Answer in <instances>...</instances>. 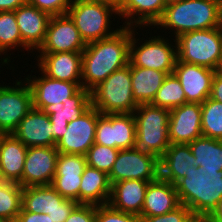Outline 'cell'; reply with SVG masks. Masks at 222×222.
<instances>
[{
	"label": "cell",
	"instance_id": "1",
	"mask_svg": "<svg viewBox=\"0 0 222 222\" xmlns=\"http://www.w3.org/2000/svg\"><path fill=\"white\" fill-rule=\"evenodd\" d=\"M119 27L113 36L88 43L82 52V88L89 92L114 71L129 65L131 27Z\"/></svg>",
	"mask_w": 222,
	"mask_h": 222
},
{
	"label": "cell",
	"instance_id": "2",
	"mask_svg": "<svg viewBox=\"0 0 222 222\" xmlns=\"http://www.w3.org/2000/svg\"><path fill=\"white\" fill-rule=\"evenodd\" d=\"M158 26L163 30L173 29L174 38L190 31L221 27L222 0H182L167 5L155 24Z\"/></svg>",
	"mask_w": 222,
	"mask_h": 222
},
{
	"label": "cell",
	"instance_id": "3",
	"mask_svg": "<svg viewBox=\"0 0 222 222\" xmlns=\"http://www.w3.org/2000/svg\"><path fill=\"white\" fill-rule=\"evenodd\" d=\"M175 187L180 203L205 221L222 199V170L203 173L195 167Z\"/></svg>",
	"mask_w": 222,
	"mask_h": 222
},
{
	"label": "cell",
	"instance_id": "4",
	"mask_svg": "<svg viewBox=\"0 0 222 222\" xmlns=\"http://www.w3.org/2000/svg\"><path fill=\"white\" fill-rule=\"evenodd\" d=\"M136 120V145L143 153L160 157L170 146V110L152 104H140L133 112Z\"/></svg>",
	"mask_w": 222,
	"mask_h": 222
},
{
	"label": "cell",
	"instance_id": "5",
	"mask_svg": "<svg viewBox=\"0 0 222 222\" xmlns=\"http://www.w3.org/2000/svg\"><path fill=\"white\" fill-rule=\"evenodd\" d=\"M91 104L101 114L133 113L134 100L130 65L114 71L91 91Z\"/></svg>",
	"mask_w": 222,
	"mask_h": 222
},
{
	"label": "cell",
	"instance_id": "6",
	"mask_svg": "<svg viewBox=\"0 0 222 222\" xmlns=\"http://www.w3.org/2000/svg\"><path fill=\"white\" fill-rule=\"evenodd\" d=\"M175 41L179 61L216 69L222 57V26L186 32Z\"/></svg>",
	"mask_w": 222,
	"mask_h": 222
},
{
	"label": "cell",
	"instance_id": "7",
	"mask_svg": "<svg viewBox=\"0 0 222 222\" xmlns=\"http://www.w3.org/2000/svg\"><path fill=\"white\" fill-rule=\"evenodd\" d=\"M67 14L74 21L86 44L113 36L110 17L118 15L112 6L89 0H72ZM111 30V31H110Z\"/></svg>",
	"mask_w": 222,
	"mask_h": 222
},
{
	"label": "cell",
	"instance_id": "8",
	"mask_svg": "<svg viewBox=\"0 0 222 222\" xmlns=\"http://www.w3.org/2000/svg\"><path fill=\"white\" fill-rule=\"evenodd\" d=\"M135 29V27H131V42L129 46L130 67H142L162 71L167 75L172 74L178 59L176 41L174 40L175 43L171 45L169 44L171 40L169 42L168 38H162L161 35V37L152 36L151 39H146L141 44L138 43L139 38H135Z\"/></svg>",
	"mask_w": 222,
	"mask_h": 222
},
{
	"label": "cell",
	"instance_id": "9",
	"mask_svg": "<svg viewBox=\"0 0 222 222\" xmlns=\"http://www.w3.org/2000/svg\"><path fill=\"white\" fill-rule=\"evenodd\" d=\"M160 177L159 159L143 153L136 147L119 150L113 168L109 173L111 185L123 180L152 182Z\"/></svg>",
	"mask_w": 222,
	"mask_h": 222
},
{
	"label": "cell",
	"instance_id": "10",
	"mask_svg": "<svg viewBox=\"0 0 222 222\" xmlns=\"http://www.w3.org/2000/svg\"><path fill=\"white\" fill-rule=\"evenodd\" d=\"M15 81V86L0 85L1 134H12L18 127L19 122L33 108L32 91L27 81Z\"/></svg>",
	"mask_w": 222,
	"mask_h": 222
},
{
	"label": "cell",
	"instance_id": "11",
	"mask_svg": "<svg viewBox=\"0 0 222 222\" xmlns=\"http://www.w3.org/2000/svg\"><path fill=\"white\" fill-rule=\"evenodd\" d=\"M95 143L119 150L135 147L136 120L134 114H101L98 111Z\"/></svg>",
	"mask_w": 222,
	"mask_h": 222
},
{
	"label": "cell",
	"instance_id": "12",
	"mask_svg": "<svg viewBox=\"0 0 222 222\" xmlns=\"http://www.w3.org/2000/svg\"><path fill=\"white\" fill-rule=\"evenodd\" d=\"M86 43L68 14L51 16L44 43L37 52H83Z\"/></svg>",
	"mask_w": 222,
	"mask_h": 222
},
{
	"label": "cell",
	"instance_id": "13",
	"mask_svg": "<svg viewBox=\"0 0 222 222\" xmlns=\"http://www.w3.org/2000/svg\"><path fill=\"white\" fill-rule=\"evenodd\" d=\"M58 155L56 146L29 147L25 158L21 186L51 185L56 174Z\"/></svg>",
	"mask_w": 222,
	"mask_h": 222
},
{
	"label": "cell",
	"instance_id": "14",
	"mask_svg": "<svg viewBox=\"0 0 222 222\" xmlns=\"http://www.w3.org/2000/svg\"><path fill=\"white\" fill-rule=\"evenodd\" d=\"M98 111L91 106L84 114L67 125V133L56 143L59 153L86 155L95 143Z\"/></svg>",
	"mask_w": 222,
	"mask_h": 222
},
{
	"label": "cell",
	"instance_id": "15",
	"mask_svg": "<svg viewBox=\"0 0 222 222\" xmlns=\"http://www.w3.org/2000/svg\"><path fill=\"white\" fill-rule=\"evenodd\" d=\"M27 83L32 91L33 108L43 110L48 105L65 103L81 88L82 83L62 81L42 75L38 78L27 76Z\"/></svg>",
	"mask_w": 222,
	"mask_h": 222
},
{
	"label": "cell",
	"instance_id": "16",
	"mask_svg": "<svg viewBox=\"0 0 222 222\" xmlns=\"http://www.w3.org/2000/svg\"><path fill=\"white\" fill-rule=\"evenodd\" d=\"M91 106V92L81 88L69 101L48 105L42 110L51 121L53 146L67 133L68 123L80 118Z\"/></svg>",
	"mask_w": 222,
	"mask_h": 222
},
{
	"label": "cell",
	"instance_id": "17",
	"mask_svg": "<svg viewBox=\"0 0 222 222\" xmlns=\"http://www.w3.org/2000/svg\"><path fill=\"white\" fill-rule=\"evenodd\" d=\"M201 104L187 102L170 110L169 140L171 144H188L202 135Z\"/></svg>",
	"mask_w": 222,
	"mask_h": 222
},
{
	"label": "cell",
	"instance_id": "18",
	"mask_svg": "<svg viewBox=\"0 0 222 222\" xmlns=\"http://www.w3.org/2000/svg\"><path fill=\"white\" fill-rule=\"evenodd\" d=\"M186 95V102L202 104L209 96L215 70L177 59L174 72Z\"/></svg>",
	"mask_w": 222,
	"mask_h": 222
},
{
	"label": "cell",
	"instance_id": "19",
	"mask_svg": "<svg viewBox=\"0 0 222 222\" xmlns=\"http://www.w3.org/2000/svg\"><path fill=\"white\" fill-rule=\"evenodd\" d=\"M86 166L85 155L59 153L51 186L64 198L79 203V187Z\"/></svg>",
	"mask_w": 222,
	"mask_h": 222
},
{
	"label": "cell",
	"instance_id": "20",
	"mask_svg": "<svg viewBox=\"0 0 222 222\" xmlns=\"http://www.w3.org/2000/svg\"><path fill=\"white\" fill-rule=\"evenodd\" d=\"M37 58L39 71L47 77L82 83V52L40 53Z\"/></svg>",
	"mask_w": 222,
	"mask_h": 222
},
{
	"label": "cell",
	"instance_id": "21",
	"mask_svg": "<svg viewBox=\"0 0 222 222\" xmlns=\"http://www.w3.org/2000/svg\"><path fill=\"white\" fill-rule=\"evenodd\" d=\"M15 17L21 33L23 50H38L44 43L51 16L27 3L15 10Z\"/></svg>",
	"mask_w": 222,
	"mask_h": 222
},
{
	"label": "cell",
	"instance_id": "22",
	"mask_svg": "<svg viewBox=\"0 0 222 222\" xmlns=\"http://www.w3.org/2000/svg\"><path fill=\"white\" fill-rule=\"evenodd\" d=\"M12 134L27 148L53 146L50 118L36 108L29 111Z\"/></svg>",
	"mask_w": 222,
	"mask_h": 222
},
{
	"label": "cell",
	"instance_id": "23",
	"mask_svg": "<svg viewBox=\"0 0 222 222\" xmlns=\"http://www.w3.org/2000/svg\"><path fill=\"white\" fill-rule=\"evenodd\" d=\"M28 148L13 134L0 136V180L18 183L21 178Z\"/></svg>",
	"mask_w": 222,
	"mask_h": 222
},
{
	"label": "cell",
	"instance_id": "24",
	"mask_svg": "<svg viewBox=\"0 0 222 222\" xmlns=\"http://www.w3.org/2000/svg\"><path fill=\"white\" fill-rule=\"evenodd\" d=\"M148 183L136 179L113 183L108 204L115 210L140 216Z\"/></svg>",
	"mask_w": 222,
	"mask_h": 222
},
{
	"label": "cell",
	"instance_id": "25",
	"mask_svg": "<svg viewBox=\"0 0 222 222\" xmlns=\"http://www.w3.org/2000/svg\"><path fill=\"white\" fill-rule=\"evenodd\" d=\"M180 205L175 185L159 177L148 183L140 217L164 215Z\"/></svg>",
	"mask_w": 222,
	"mask_h": 222
},
{
	"label": "cell",
	"instance_id": "26",
	"mask_svg": "<svg viewBox=\"0 0 222 222\" xmlns=\"http://www.w3.org/2000/svg\"><path fill=\"white\" fill-rule=\"evenodd\" d=\"M160 178L175 185L196 167L189 144H170L160 157Z\"/></svg>",
	"mask_w": 222,
	"mask_h": 222
},
{
	"label": "cell",
	"instance_id": "27",
	"mask_svg": "<svg viewBox=\"0 0 222 222\" xmlns=\"http://www.w3.org/2000/svg\"><path fill=\"white\" fill-rule=\"evenodd\" d=\"M165 7L164 0H123L118 16L122 19L126 17L124 27L140 29L144 25L149 28L161 19Z\"/></svg>",
	"mask_w": 222,
	"mask_h": 222
},
{
	"label": "cell",
	"instance_id": "28",
	"mask_svg": "<svg viewBox=\"0 0 222 222\" xmlns=\"http://www.w3.org/2000/svg\"><path fill=\"white\" fill-rule=\"evenodd\" d=\"M111 186L107 173L87 165L79 187V204H108Z\"/></svg>",
	"mask_w": 222,
	"mask_h": 222
},
{
	"label": "cell",
	"instance_id": "29",
	"mask_svg": "<svg viewBox=\"0 0 222 222\" xmlns=\"http://www.w3.org/2000/svg\"><path fill=\"white\" fill-rule=\"evenodd\" d=\"M130 75L134 100L138 105L150 104L167 76L165 72L142 67H130Z\"/></svg>",
	"mask_w": 222,
	"mask_h": 222
},
{
	"label": "cell",
	"instance_id": "30",
	"mask_svg": "<svg viewBox=\"0 0 222 222\" xmlns=\"http://www.w3.org/2000/svg\"><path fill=\"white\" fill-rule=\"evenodd\" d=\"M65 199L51 185L23 187L21 208L27 212L48 214L59 208Z\"/></svg>",
	"mask_w": 222,
	"mask_h": 222
},
{
	"label": "cell",
	"instance_id": "31",
	"mask_svg": "<svg viewBox=\"0 0 222 222\" xmlns=\"http://www.w3.org/2000/svg\"><path fill=\"white\" fill-rule=\"evenodd\" d=\"M188 144L203 173L222 170V140L201 136Z\"/></svg>",
	"mask_w": 222,
	"mask_h": 222
},
{
	"label": "cell",
	"instance_id": "32",
	"mask_svg": "<svg viewBox=\"0 0 222 222\" xmlns=\"http://www.w3.org/2000/svg\"><path fill=\"white\" fill-rule=\"evenodd\" d=\"M185 103H187L185 92L179 79L172 73L165 77L162 86L150 104L171 110Z\"/></svg>",
	"mask_w": 222,
	"mask_h": 222
},
{
	"label": "cell",
	"instance_id": "33",
	"mask_svg": "<svg viewBox=\"0 0 222 222\" xmlns=\"http://www.w3.org/2000/svg\"><path fill=\"white\" fill-rule=\"evenodd\" d=\"M201 116L202 135L222 140V103L208 97L201 104Z\"/></svg>",
	"mask_w": 222,
	"mask_h": 222
},
{
	"label": "cell",
	"instance_id": "34",
	"mask_svg": "<svg viewBox=\"0 0 222 222\" xmlns=\"http://www.w3.org/2000/svg\"><path fill=\"white\" fill-rule=\"evenodd\" d=\"M22 186L11 181L0 180V217L12 219L18 217L21 210Z\"/></svg>",
	"mask_w": 222,
	"mask_h": 222
},
{
	"label": "cell",
	"instance_id": "35",
	"mask_svg": "<svg viewBox=\"0 0 222 222\" xmlns=\"http://www.w3.org/2000/svg\"><path fill=\"white\" fill-rule=\"evenodd\" d=\"M20 46L22 47V38L15 11L0 12V55Z\"/></svg>",
	"mask_w": 222,
	"mask_h": 222
},
{
	"label": "cell",
	"instance_id": "36",
	"mask_svg": "<svg viewBox=\"0 0 222 222\" xmlns=\"http://www.w3.org/2000/svg\"><path fill=\"white\" fill-rule=\"evenodd\" d=\"M119 153V149L94 143L86 153L87 165L103 171L109 175L114 162Z\"/></svg>",
	"mask_w": 222,
	"mask_h": 222
},
{
	"label": "cell",
	"instance_id": "37",
	"mask_svg": "<svg viewBox=\"0 0 222 222\" xmlns=\"http://www.w3.org/2000/svg\"><path fill=\"white\" fill-rule=\"evenodd\" d=\"M142 222H202L203 220L195 215L184 205H180L173 211L164 215L152 217H140Z\"/></svg>",
	"mask_w": 222,
	"mask_h": 222
},
{
	"label": "cell",
	"instance_id": "38",
	"mask_svg": "<svg viewBox=\"0 0 222 222\" xmlns=\"http://www.w3.org/2000/svg\"><path fill=\"white\" fill-rule=\"evenodd\" d=\"M96 222H142L140 216L115 210L109 204L96 205Z\"/></svg>",
	"mask_w": 222,
	"mask_h": 222
},
{
	"label": "cell",
	"instance_id": "39",
	"mask_svg": "<svg viewBox=\"0 0 222 222\" xmlns=\"http://www.w3.org/2000/svg\"><path fill=\"white\" fill-rule=\"evenodd\" d=\"M28 4L35 6L50 16L67 14L72 0H27Z\"/></svg>",
	"mask_w": 222,
	"mask_h": 222
},
{
	"label": "cell",
	"instance_id": "40",
	"mask_svg": "<svg viewBox=\"0 0 222 222\" xmlns=\"http://www.w3.org/2000/svg\"><path fill=\"white\" fill-rule=\"evenodd\" d=\"M65 222H96V205L78 204Z\"/></svg>",
	"mask_w": 222,
	"mask_h": 222
},
{
	"label": "cell",
	"instance_id": "41",
	"mask_svg": "<svg viewBox=\"0 0 222 222\" xmlns=\"http://www.w3.org/2000/svg\"><path fill=\"white\" fill-rule=\"evenodd\" d=\"M79 203L72 199H65L60 205L59 208L54 211L48 212L50 219L53 222H65L69 217L70 213Z\"/></svg>",
	"mask_w": 222,
	"mask_h": 222
},
{
	"label": "cell",
	"instance_id": "42",
	"mask_svg": "<svg viewBox=\"0 0 222 222\" xmlns=\"http://www.w3.org/2000/svg\"><path fill=\"white\" fill-rule=\"evenodd\" d=\"M17 218L20 222H53L48 214L27 212L22 208Z\"/></svg>",
	"mask_w": 222,
	"mask_h": 222
},
{
	"label": "cell",
	"instance_id": "43",
	"mask_svg": "<svg viewBox=\"0 0 222 222\" xmlns=\"http://www.w3.org/2000/svg\"><path fill=\"white\" fill-rule=\"evenodd\" d=\"M209 98L222 103V77L214 75Z\"/></svg>",
	"mask_w": 222,
	"mask_h": 222
},
{
	"label": "cell",
	"instance_id": "44",
	"mask_svg": "<svg viewBox=\"0 0 222 222\" xmlns=\"http://www.w3.org/2000/svg\"><path fill=\"white\" fill-rule=\"evenodd\" d=\"M27 3V0H0V12L15 11L18 7Z\"/></svg>",
	"mask_w": 222,
	"mask_h": 222
},
{
	"label": "cell",
	"instance_id": "45",
	"mask_svg": "<svg viewBox=\"0 0 222 222\" xmlns=\"http://www.w3.org/2000/svg\"><path fill=\"white\" fill-rule=\"evenodd\" d=\"M205 221L206 222H222V199L219 201L217 208Z\"/></svg>",
	"mask_w": 222,
	"mask_h": 222
},
{
	"label": "cell",
	"instance_id": "46",
	"mask_svg": "<svg viewBox=\"0 0 222 222\" xmlns=\"http://www.w3.org/2000/svg\"><path fill=\"white\" fill-rule=\"evenodd\" d=\"M99 3H104L109 6H112L116 11H119L122 8L123 0H89Z\"/></svg>",
	"mask_w": 222,
	"mask_h": 222
},
{
	"label": "cell",
	"instance_id": "47",
	"mask_svg": "<svg viewBox=\"0 0 222 222\" xmlns=\"http://www.w3.org/2000/svg\"><path fill=\"white\" fill-rule=\"evenodd\" d=\"M215 74L220 76V77H222V57L219 60L218 65H217V67L215 69Z\"/></svg>",
	"mask_w": 222,
	"mask_h": 222
},
{
	"label": "cell",
	"instance_id": "48",
	"mask_svg": "<svg viewBox=\"0 0 222 222\" xmlns=\"http://www.w3.org/2000/svg\"><path fill=\"white\" fill-rule=\"evenodd\" d=\"M182 0H164L165 6L173 4V3H177L180 2Z\"/></svg>",
	"mask_w": 222,
	"mask_h": 222
},
{
	"label": "cell",
	"instance_id": "49",
	"mask_svg": "<svg viewBox=\"0 0 222 222\" xmlns=\"http://www.w3.org/2000/svg\"><path fill=\"white\" fill-rule=\"evenodd\" d=\"M4 222H20L19 219L16 218H12V219H4Z\"/></svg>",
	"mask_w": 222,
	"mask_h": 222
},
{
	"label": "cell",
	"instance_id": "50",
	"mask_svg": "<svg viewBox=\"0 0 222 222\" xmlns=\"http://www.w3.org/2000/svg\"><path fill=\"white\" fill-rule=\"evenodd\" d=\"M0 222H4V219L0 217Z\"/></svg>",
	"mask_w": 222,
	"mask_h": 222
}]
</instances>
